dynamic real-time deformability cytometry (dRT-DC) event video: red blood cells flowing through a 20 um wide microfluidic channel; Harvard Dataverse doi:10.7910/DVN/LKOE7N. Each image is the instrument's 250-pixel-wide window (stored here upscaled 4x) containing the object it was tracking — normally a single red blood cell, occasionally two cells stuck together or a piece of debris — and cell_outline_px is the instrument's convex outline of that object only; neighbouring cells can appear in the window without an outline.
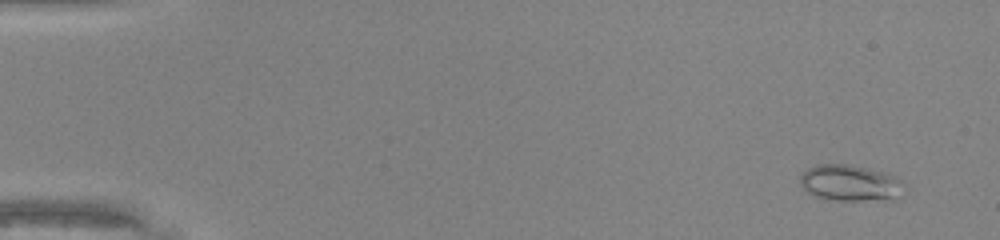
{"species": "common noctule bat (a hibernating species)", "species_latin": "Nyctalus noctula", "temperature_condition": "warm", "stored_images_in_passage": 49, "camera_frame_rate_fps": 3000, "um_per_image_px": 0.085, "animal": {"sex": "male", "body_mass_g": 20.0, "forearm_length_mm": 53.3}, "frame": {"image": 1, "passage_image": 4, "time_ms": 1.0, "image_size_px": [1000, 240], "cell_outline_px": [[904, 184], [900, 196], [896, 200], [836, 200], [816, 196], [808, 192], [800, 184], [800, 176], [808, 168], [816, 164], [848, 164], [896, 176]], "centroid_in_image_um": [72.28, 15.56], "position_along_channel_um": 12.7, "area_um2": 21.79}}
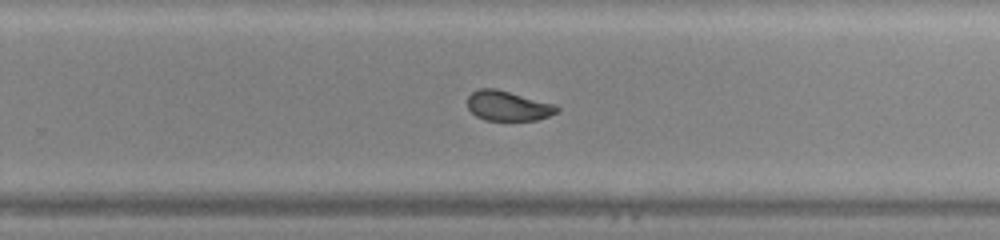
{"frame": {"image": 2, "passage_image": 33, "time_ms": 10.667, "image_size_px": [1000, 240], "cell_outline_px": [[560, 108], [556, 112], [548, 116], [536, 120], [484, 120], [476, 116], [468, 108], [468, 96], [472, 92], [480, 88], [496, 88], [556, 104]], "centroid_in_image_um": [43.18, 8.99], "position_along_channel_um": 286.6, "area_um2": 15.61}}
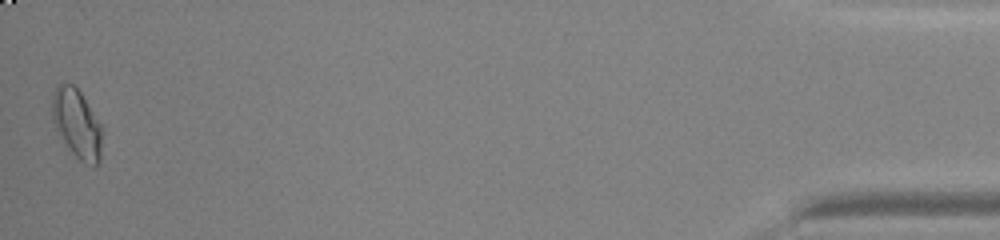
{"frame": {"image": 3, "passage_image": 49, "time_ms": 16.0, "image_size_px": [1000, 240], "cell_outline_px": [[100, 160], [96, 164], [84, 164], [68, 148], [56, 128], [52, 116], [52, 96], [56, 84], [72, 84], [80, 92], [100, 124]], "centroid_in_image_um": [6.5, 10.49], "position_along_channel_um": 428.7, "area_um2": 19.42}, "authors_computed_cell_mechanics": {"area_um2": 17.2244, "velocity_mm_per_s": 4.3062, "shape_relaxation_time_tau1_ms": 3.6156, "shape_relaxation_time_tau2_ms": 0.6691, "deformation_change_tau1": 0.1363, "deformation_change_tau2": 0.0676}}